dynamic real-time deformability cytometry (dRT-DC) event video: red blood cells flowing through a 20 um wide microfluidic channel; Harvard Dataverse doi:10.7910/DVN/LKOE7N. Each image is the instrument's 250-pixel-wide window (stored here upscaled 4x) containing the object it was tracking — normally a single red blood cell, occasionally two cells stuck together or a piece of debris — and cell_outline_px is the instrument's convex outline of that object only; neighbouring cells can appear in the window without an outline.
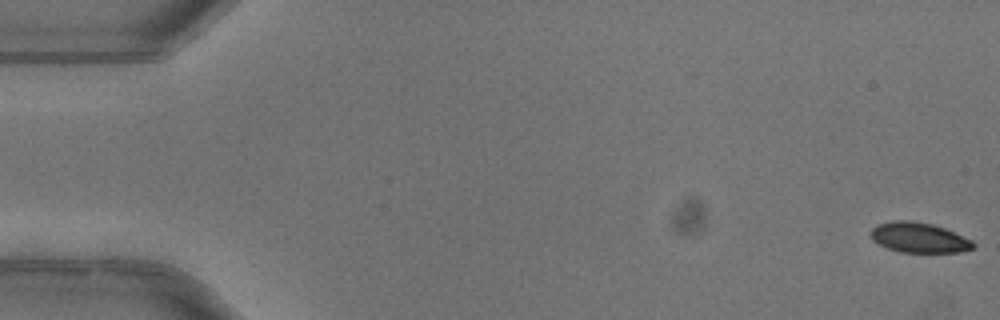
{"species": "common noctule bat (a hibernating species)", "species_latin": "Nyctalus noctula", "temperature_condition": "warm", "stored_images_in_passage": 6, "segment_of_instrument_passage": [1, 2], "camera_frame_rate_fps": 3000, "um_per_image_px": 0.085, "animal": {"sex": "female"}, "frame": {"image": 1, "passage_image": 1, "time_ms": 0.0, "image_size_px": [1000, 320], "cell_outline_px": [[976, 244], [972, 248], [960, 252], [900, 252], [888, 248], [872, 240], [872, 228], [880, 224], [892, 220], [908, 220], [932, 224], [944, 228], [972, 240]], "centroid_in_image_um": [78.13, 20.19], "position_along_channel_um": 6.9, "area_um2": 17.74}}
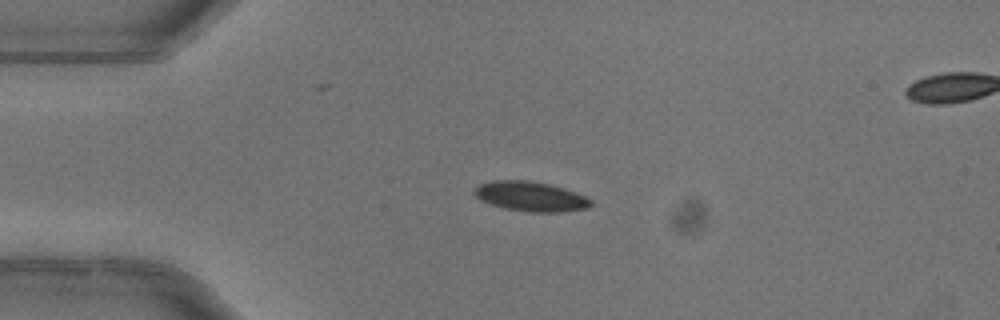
{"frame": {"image": 2, "passage_image": 4, "time_ms": 1.0, "image_size_px": [1000, 320], "cell_outline_px": [[592, 204], [588, 208], [560, 212], [528, 212], [504, 208], [480, 200], [472, 192], [480, 184], [492, 180], [528, 180], [548, 184], [564, 188], [584, 196], [592, 200]], "centroid_in_image_um": [45.09, 16.7], "position_along_channel_um": 39.9, "area_um2": 20.11}}